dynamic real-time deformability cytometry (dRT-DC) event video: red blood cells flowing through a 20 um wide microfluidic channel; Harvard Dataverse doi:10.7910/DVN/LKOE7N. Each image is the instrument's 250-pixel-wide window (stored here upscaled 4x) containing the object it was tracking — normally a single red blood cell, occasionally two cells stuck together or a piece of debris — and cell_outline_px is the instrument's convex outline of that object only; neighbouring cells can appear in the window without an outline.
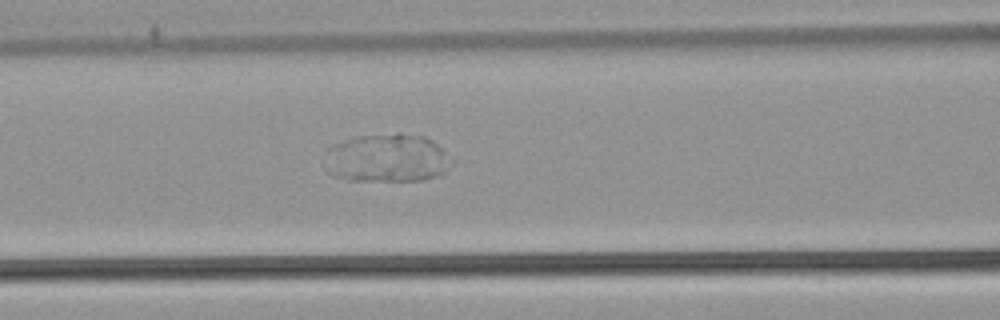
{"species": "common noctule bat (a hibernating species)", "species_latin": "Nyctalus noctula", "temperature_condition": "warm", "stored_images_in_passage": 53, "segment_of_instrument_passage": [2, 2], "camera_frame_rate_fps": 3000, "um_per_image_px": 0.085, "animal": {"sex": "male", "body_mass_g": 21.5, "forearm_length_mm": 52.0}, "frame": {"image": 1, "passage_image": 23, "time_ms": 7.333, "image_size_px": [1000, 320], "cell_outline_px": [[444, 172], [420, 180], [348, 180], [332, 176], [324, 168], [336, 144], [344, 140], [356, 136], [400, 132], [424, 136], [436, 144], [440, 148]], "centroid_in_image_um": [32.78, 13.42], "position_along_channel_um": 133.8, "area_um2": 34.16}}
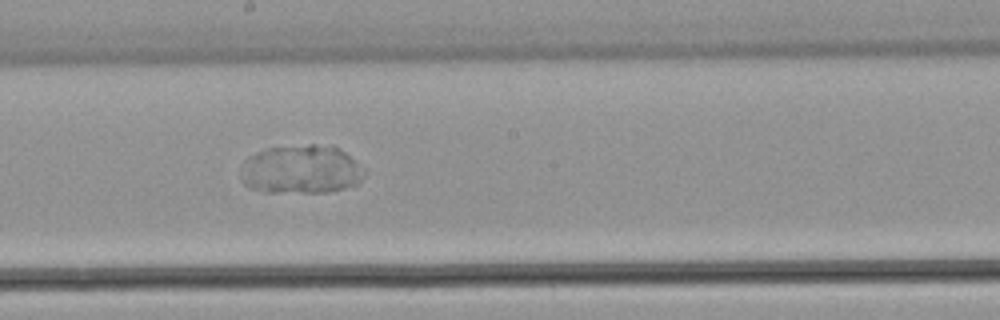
{"frame": {"image": 2, "passage_image": 30, "time_ms": 9.667, "image_size_px": [1000, 320], "cell_outline_px": [[364, 176], [356, 184], [344, 188], [324, 192], [264, 192], [248, 188], [240, 180], [240, 168], [244, 160], [248, 156], [256, 152], [268, 148], [308, 144], [316, 144], [340, 148], [364, 172]], "centroid_in_image_um": [25.49, 14.41], "position_along_channel_um": 222.7, "area_um2": 35.03}}
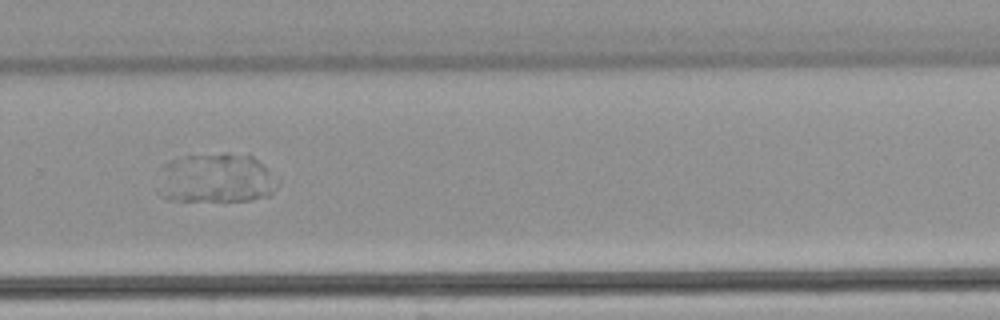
{"frame": {"image": 3, "passage_image": 37, "time_ms": 12.0, "image_size_px": [1000, 320], "cell_outline_px": [[280, 184], [268, 196], [252, 200], [168, 200], [160, 196], [156, 192], [164, 164], [172, 160], [184, 156], [224, 152], [228, 152], [252, 156], [264, 164], [280, 180]], "centroid_in_image_um": [18.39, 15.14], "position_along_channel_um": 311.4, "area_um2": 35.08}}